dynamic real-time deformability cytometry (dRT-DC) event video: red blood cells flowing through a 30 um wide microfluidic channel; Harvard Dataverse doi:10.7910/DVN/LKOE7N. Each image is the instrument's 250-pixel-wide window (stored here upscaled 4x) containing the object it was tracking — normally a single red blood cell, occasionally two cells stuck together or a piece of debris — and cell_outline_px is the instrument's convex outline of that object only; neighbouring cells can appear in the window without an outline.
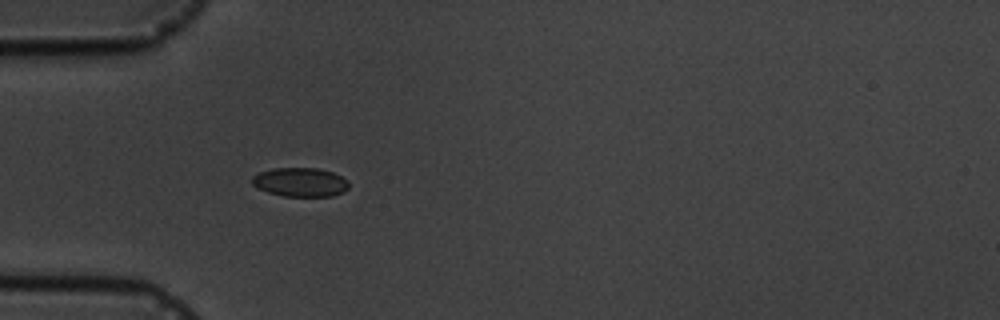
{"species": "common noctule bat (a hibernating species)", "species_latin": "Nyctalus noctula", "temperature_condition": "cold", "stored_images_in_passage": 2, "camera_frame_rate_fps": 3000, "um_per_image_px": 0.085, "animal": {"sex": "male", "body_mass_g": 19.5, "forearm_length_mm": 54.6}, "frame": {"image": 1, "passage_image": 2, "time_ms": 1.0, "image_size_px": [1000, 320], "cell_outline_px": [[348, 188], [344, 192], [332, 196], [284, 196], [268, 192], [256, 188], [252, 184], [252, 176], [260, 172], [272, 168], [316, 168], [332, 172], [348, 180]], "centroid_in_image_um": [25.51, 15.48], "position_along_channel_um": 59.5, "area_um2": 16.36}}